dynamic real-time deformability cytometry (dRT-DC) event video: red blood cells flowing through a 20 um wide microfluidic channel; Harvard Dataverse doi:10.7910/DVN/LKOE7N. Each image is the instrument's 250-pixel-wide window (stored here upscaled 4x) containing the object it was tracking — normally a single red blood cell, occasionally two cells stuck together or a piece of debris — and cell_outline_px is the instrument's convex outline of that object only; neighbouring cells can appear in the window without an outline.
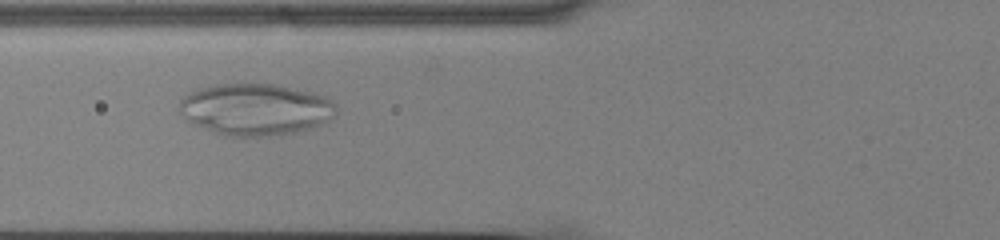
{"species": "common noctule bat (a hibernating species)", "species_latin": "Nyctalus noctula", "temperature_condition": "cold", "stored_images_in_passage": 42, "camera_frame_rate_fps": 3000, "um_per_image_px": 0.085, "animal": {"sex": "male", "body_mass_g": 13.0, "forearm_length_mm": 53.1}, "frame": {"image": 1, "passage_image": 8, "time_ms": 2.333, "image_size_px": [1000, 240], "cell_outline_px": [[336, 112], [328, 120], [320, 124], [296, 132], [260, 136], [232, 136], [216, 132], [192, 124], [180, 112], [180, 100], [184, 96], [200, 88], [216, 84], [272, 84], [312, 92], [328, 96], [336, 104]], "centroid_in_image_um": [21.73, 9.28], "position_along_channel_um": 104.1, "area_um2": 46.76}}
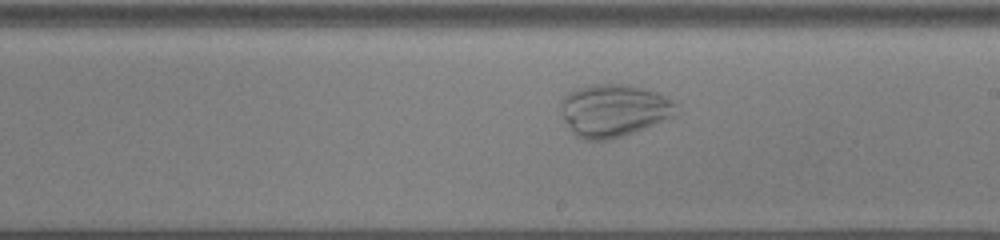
{"frame": {"image": 2, "passage_image": 19, "time_ms": 6.0, "image_size_px": [1000, 240], "cell_outline_px": [[680, 104], [676, 116], [644, 128], [620, 136], [604, 140], [584, 140], [576, 136], [568, 128], [564, 120], [560, 108], [560, 104], [564, 96], [568, 92], [592, 84], [628, 84], [644, 88], [656, 92]], "centroid_in_image_um": [52.19, 9.38], "position_along_channel_um": 236.8, "area_um2": 35.49}}
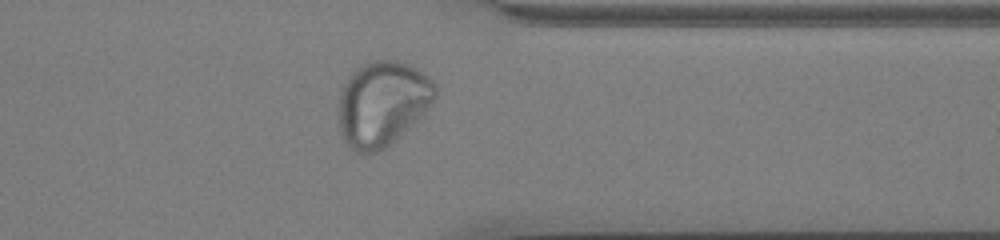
{"frame": {"image": 3, "passage_image": 31, "time_ms": 10.0, "image_size_px": [1000, 240], "cell_outline_px": [[436, 96], [416, 120], [400, 136], [384, 148], [376, 152], [364, 156], [356, 152], [344, 140], [340, 132], [336, 120], [336, 112], [340, 92], [348, 76], [360, 64], [368, 60], [396, 60], [408, 64], [428, 76], [436, 84]], "centroid_in_image_um": [32.43, 8.8], "position_along_channel_um": 379.0, "area_um2": 48.26}}